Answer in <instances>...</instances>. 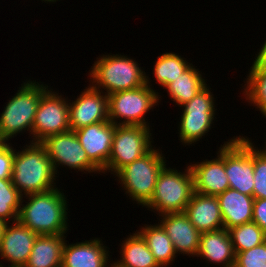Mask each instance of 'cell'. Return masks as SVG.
Instances as JSON below:
<instances>
[{"mask_svg":"<svg viewBox=\"0 0 266 267\" xmlns=\"http://www.w3.org/2000/svg\"><path fill=\"white\" fill-rule=\"evenodd\" d=\"M235 251L228 230L221 228L201 233L199 250L196 257L206 259L211 264L217 263L229 267L235 263Z\"/></svg>","mask_w":266,"mask_h":267,"instance_id":"obj_20","label":"cell"},{"mask_svg":"<svg viewBox=\"0 0 266 267\" xmlns=\"http://www.w3.org/2000/svg\"><path fill=\"white\" fill-rule=\"evenodd\" d=\"M252 222L266 233V199H254Z\"/></svg>","mask_w":266,"mask_h":267,"instance_id":"obj_33","label":"cell"},{"mask_svg":"<svg viewBox=\"0 0 266 267\" xmlns=\"http://www.w3.org/2000/svg\"><path fill=\"white\" fill-rule=\"evenodd\" d=\"M136 232L123 241L120 260L113 262L112 267H160L145 239L138 231Z\"/></svg>","mask_w":266,"mask_h":267,"instance_id":"obj_23","label":"cell"},{"mask_svg":"<svg viewBox=\"0 0 266 267\" xmlns=\"http://www.w3.org/2000/svg\"><path fill=\"white\" fill-rule=\"evenodd\" d=\"M199 69L190 66L179 77L169 83L165 89L170 98L179 107L189 102L207 84Z\"/></svg>","mask_w":266,"mask_h":267,"instance_id":"obj_25","label":"cell"},{"mask_svg":"<svg viewBox=\"0 0 266 267\" xmlns=\"http://www.w3.org/2000/svg\"><path fill=\"white\" fill-rule=\"evenodd\" d=\"M99 238L67 244L62 255V267H112L109 265V250ZM109 265V266H108Z\"/></svg>","mask_w":266,"mask_h":267,"instance_id":"obj_18","label":"cell"},{"mask_svg":"<svg viewBox=\"0 0 266 267\" xmlns=\"http://www.w3.org/2000/svg\"><path fill=\"white\" fill-rule=\"evenodd\" d=\"M49 156L56 174L58 166H64L88 173H102L88 158L75 131L69 130L48 136L40 142Z\"/></svg>","mask_w":266,"mask_h":267,"instance_id":"obj_12","label":"cell"},{"mask_svg":"<svg viewBox=\"0 0 266 267\" xmlns=\"http://www.w3.org/2000/svg\"><path fill=\"white\" fill-rule=\"evenodd\" d=\"M160 217L159 224L172 241L176 254L197 256L201 232L190 222L188 216L184 212H180L164 214Z\"/></svg>","mask_w":266,"mask_h":267,"instance_id":"obj_17","label":"cell"},{"mask_svg":"<svg viewBox=\"0 0 266 267\" xmlns=\"http://www.w3.org/2000/svg\"><path fill=\"white\" fill-rule=\"evenodd\" d=\"M114 131L115 124L109 120L75 130L89 160L101 172L106 168L111 154Z\"/></svg>","mask_w":266,"mask_h":267,"instance_id":"obj_15","label":"cell"},{"mask_svg":"<svg viewBox=\"0 0 266 267\" xmlns=\"http://www.w3.org/2000/svg\"><path fill=\"white\" fill-rule=\"evenodd\" d=\"M91 85L107 95L132 90L146 84V73L137 61L121 54L101 55L91 67ZM96 83V84H95Z\"/></svg>","mask_w":266,"mask_h":267,"instance_id":"obj_3","label":"cell"},{"mask_svg":"<svg viewBox=\"0 0 266 267\" xmlns=\"http://www.w3.org/2000/svg\"><path fill=\"white\" fill-rule=\"evenodd\" d=\"M66 100L50 88L41 96L32 128V142H41L48 136L71 130Z\"/></svg>","mask_w":266,"mask_h":267,"instance_id":"obj_11","label":"cell"},{"mask_svg":"<svg viewBox=\"0 0 266 267\" xmlns=\"http://www.w3.org/2000/svg\"><path fill=\"white\" fill-rule=\"evenodd\" d=\"M18 220L38 235L66 234L68 231L67 199L57 187L42 193L25 195ZM67 210V211H66Z\"/></svg>","mask_w":266,"mask_h":267,"instance_id":"obj_1","label":"cell"},{"mask_svg":"<svg viewBox=\"0 0 266 267\" xmlns=\"http://www.w3.org/2000/svg\"><path fill=\"white\" fill-rule=\"evenodd\" d=\"M235 253L247 251L266 241V233L254 222L228 229Z\"/></svg>","mask_w":266,"mask_h":267,"instance_id":"obj_28","label":"cell"},{"mask_svg":"<svg viewBox=\"0 0 266 267\" xmlns=\"http://www.w3.org/2000/svg\"><path fill=\"white\" fill-rule=\"evenodd\" d=\"M254 146L247 137L236 136L225 144V173L229 188L253 196Z\"/></svg>","mask_w":266,"mask_h":267,"instance_id":"obj_9","label":"cell"},{"mask_svg":"<svg viewBox=\"0 0 266 267\" xmlns=\"http://www.w3.org/2000/svg\"><path fill=\"white\" fill-rule=\"evenodd\" d=\"M254 147V199H266V154Z\"/></svg>","mask_w":266,"mask_h":267,"instance_id":"obj_30","label":"cell"},{"mask_svg":"<svg viewBox=\"0 0 266 267\" xmlns=\"http://www.w3.org/2000/svg\"><path fill=\"white\" fill-rule=\"evenodd\" d=\"M65 234L38 235L24 267H60Z\"/></svg>","mask_w":266,"mask_h":267,"instance_id":"obj_22","label":"cell"},{"mask_svg":"<svg viewBox=\"0 0 266 267\" xmlns=\"http://www.w3.org/2000/svg\"><path fill=\"white\" fill-rule=\"evenodd\" d=\"M243 94L266 118V65L253 62Z\"/></svg>","mask_w":266,"mask_h":267,"instance_id":"obj_26","label":"cell"},{"mask_svg":"<svg viewBox=\"0 0 266 267\" xmlns=\"http://www.w3.org/2000/svg\"><path fill=\"white\" fill-rule=\"evenodd\" d=\"M144 226L138 232L145 239L157 264L160 267H168L177 256L172 241L160 224Z\"/></svg>","mask_w":266,"mask_h":267,"instance_id":"obj_24","label":"cell"},{"mask_svg":"<svg viewBox=\"0 0 266 267\" xmlns=\"http://www.w3.org/2000/svg\"><path fill=\"white\" fill-rule=\"evenodd\" d=\"M8 142L0 141V178L11 179L13 160H14V147Z\"/></svg>","mask_w":266,"mask_h":267,"instance_id":"obj_32","label":"cell"},{"mask_svg":"<svg viewBox=\"0 0 266 267\" xmlns=\"http://www.w3.org/2000/svg\"><path fill=\"white\" fill-rule=\"evenodd\" d=\"M229 267H239V266H237L235 263H233V264L230 265Z\"/></svg>","mask_w":266,"mask_h":267,"instance_id":"obj_38","label":"cell"},{"mask_svg":"<svg viewBox=\"0 0 266 267\" xmlns=\"http://www.w3.org/2000/svg\"><path fill=\"white\" fill-rule=\"evenodd\" d=\"M108 120V95L91 83L75 101L69 102V123L73 131Z\"/></svg>","mask_w":266,"mask_h":267,"instance_id":"obj_13","label":"cell"},{"mask_svg":"<svg viewBox=\"0 0 266 267\" xmlns=\"http://www.w3.org/2000/svg\"><path fill=\"white\" fill-rule=\"evenodd\" d=\"M226 143L227 141L219 147V155L215 159L189 165L194 177V192L217 196L229 189V180L225 173Z\"/></svg>","mask_w":266,"mask_h":267,"instance_id":"obj_16","label":"cell"},{"mask_svg":"<svg viewBox=\"0 0 266 267\" xmlns=\"http://www.w3.org/2000/svg\"><path fill=\"white\" fill-rule=\"evenodd\" d=\"M22 151L14 150L11 181L23 195L42 193L56 188L57 176L44 146L30 142ZM24 192V193H23Z\"/></svg>","mask_w":266,"mask_h":267,"instance_id":"obj_2","label":"cell"},{"mask_svg":"<svg viewBox=\"0 0 266 267\" xmlns=\"http://www.w3.org/2000/svg\"><path fill=\"white\" fill-rule=\"evenodd\" d=\"M265 144H266V142H265ZM265 154H266V145H265V147H263V149H261Z\"/></svg>","mask_w":266,"mask_h":267,"instance_id":"obj_37","label":"cell"},{"mask_svg":"<svg viewBox=\"0 0 266 267\" xmlns=\"http://www.w3.org/2000/svg\"><path fill=\"white\" fill-rule=\"evenodd\" d=\"M216 197L225 229L252 222L253 196L229 188Z\"/></svg>","mask_w":266,"mask_h":267,"instance_id":"obj_21","label":"cell"},{"mask_svg":"<svg viewBox=\"0 0 266 267\" xmlns=\"http://www.w3.org/2000/svg\"><path fill=\"white\" fill-rule=\"evenodd\" d=\"M165 157L152 147L145 155L122 167L116 174L120 185L133 201L144 207L152 198L157 177L166 165Z\"/></svg>","mask_w":266,"mask_h":267,"instance_id":"obj_6","label":"cell"},{"mask_svg":"<svg viewBox=\"0 0 266 267\" xmlns=\"http://www.w3.org/2000/svg\"><path fill=\"white\" fill-rule=\"evenodd\" d=\"M150 131V127L139 125H115L111 154L102 173L116 174L125 165L145 155L153 147Z\"/></svg>","mask_w":266,"mask_h":267,"instance_id":"obj_8","label":"cell"},{"mask_svg":"<svg viewBox=\"0 0 266 267\" xmlns=\"http://www.w3.org/2000/svg\"><path fill=\"white\" fill-rule=\"evenodd\" d=\"M23 84V85H22ZM21 84L15 96L8 101L0 114V141L8 142L22 131L32 128L41 96L48 90V85L36 81Z\"/></svg>","mask_w":266,"mask_h":267,"instance_id":"obj_4","label":"cell"},{"mask_svg":"<svg viewBox=\"0 0 266 267\" xmlns=\"http://www.w3.org/2000/svg\"><path fill=\"white\" fill-rule=\"evenodd\" d=\"M184 213L201 233L224 228L216 196L194 192Z\"/></svg>","mask_w":266,"mask_h":267,"instance_id":"obj_19","label":"cell"},{"mask_svg":"<svg viewBox=\"0 0 266 267\" xmlns=\"http://www.w3.org/2000/svg\"><path fill=\"white\" fill-rule=\"evenodd\" d=\"M215 100L208 85L183 107L179 122V137L183 146L199 141L211 129L215 117Z\"/></svg>","mask_w":266,"mask_h":267,"instance_id":"obj_10","label":"cell"},{"mask_svg":"<svg viewBox=\"0 0 266 267\" xmlns=\"http://www.w3.org/2000/svg\"><path fill=\"white\" fill-rule=\"evenodd\" d=\"M23 201H25L23 195L13 185L11 179L0 178V220L4 223L17 221Z\"/></svg>","mask_w":266,"mask_h":267,"instance_id":"obj_29","label":"cell"},{"mask_svg":"<svg viewBox=\"0 0 266 267\" xmlns=\"http://www.w3.org/2000/svg\"><path fill=\"white\" fill-rule=\"evenodd\" d=\"M160 171L151 200L146 208L158 211L159 216L184 212L194 193V177L190 166L184 172L166 168Z\"/></svg>","mask_w":266,"mask_h":267,"instance_id":"obj_5","label":"cell"},{"mask_svg":"<svg viewBox=\"0 0 266 267\" xmlns=\"http://www.w3.org/2000/svg\"><path fill=\"white\" fill-rule=\"evenodd\" d=\"M253 62L266 65V40L262 45V48L259 50V53L256 54L255 61Z\"/></svg>","mask_w":266,"mask_h":267,"instance_id":"obj_34","label":"cell"},{"mask_svg":"<svg viewBox=\"0 0 266 267\" xmlns=\"http://www.w3.org/2000/svg\"><path fill=\"white\" fill-rule=\"evenodd\" d=\"M235 254V264L239 267H266V241Z\"/></svg>","mask_w":266,"mask_h":267,"instance_id":"obj_31","label":"cell"},{"mask_svg":"<svg viewBox=\"0 0 266 267\" xmlns=\"http://www.w3.org/2000/svg\"><path fill=\"white\" fill-rule=\"evenodd\" d=\"M4 225H5V223L0 220V239H1V234H2V230H3Z\"/></svg>","mask_w":266,"mask_h":267,"instance_id":"obj_35","label":"cell"},{"mask_svg":"<svg viewBox=\"0 0 266 267\" xmlns=\"http://www.w3.org/2000/svg\"><path fill=\"white\" fill-rule=\"evenodd\" d=\"M149 80L146 75L145 85L108 95L109 121L115 125L149 127L144 115L153 109L160 99L159 93L150 87L152 85Z\"/></svg>","mask_w":266,"mask_h":267,"instance_id":"obj_7","label":"cell"},{"mask_svg":"<svg viewBox=\"0 0 266 267\" xmlns=\"http://www.w3.org/2000/svg\"><path fill=\"white\" fill-rule=\"evenodd\" d=\"M42 1L47 2V3H48V2L50 3V2H56V1H58V0H42Z\"/></svg>","mask_w":266,"mask_h":267,"instance_id":"obj_36","label":"cell"},{"mask_svg":"<svg viewBox=\"0 0 266 267\" xmlns=\"http://www.w3.org/2000/svg\"><path fill=\"white\" fill-rule=\"evenodd\" d=\"M192 64L184 58L173 52H166L157 58L154 68V77L156 82L162 87H166L172 81H175Z\"/></svg>","mask_w":266,"mask_h":267,"instance_id":"obj_27","label":"cell"},{"mask_svg":"<svg viewBox=\"0 0 266 267\" xmlns=\"http://www.w3.org/2000/svg\"><path fill=\"white\" fill-rule=\"evenodd\" d=\"M5 223L0 239V256L11 263L8 267H24L38 236L19 220ZM0 267L2 264L0 263Z\"/></svg>","mask_w":266,"mask_h":267,"instance_id":"obj_14","label":"cell"}]
</instances>
